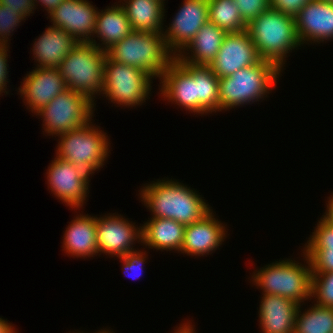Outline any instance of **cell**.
Returning a JSON list of instances; mask_svg holds the SVG:
<instances>
[{
  "label": "cell",
  "instance_id": "obj_1",
  "mask_svg": "<svg viewBox=\"0 0 333 333\" xmlns=\"http://www.w3.org/2000/svg\"><path fill=\"white\" fill-rule=\"evenodd\" d=\"M151 218L172 219L183 225L200 221L212 209L197 191L177 180H156L139 190Z\"/></svg>",
  "mask_w": 333,
  "mask_h": 333
},
{
  "label": "cell",
  "instance_id": "obj_2",
  "mask_svg": "<svg viewBox=\"0 0 333 333\" xmlns=\"http://www.w3.org/2000/svg\"><path fill=\"white\" fill-rule=\"evenodd\" d=\"M261 60L283 69L287 54L301 47L296 20L279 10L269 8L247 24V29Z\"/></svg>",
  "mask_w": 333,
  "mask_h": 333
},
{
  "label": "cell",
  "instance_id": "obj_3",
  "mask_svg": "<svg viewBox=\"0 0 333 333\" xmlns=\"http://www.w3.org/2000/svg\"><path fill=\"white\" fill-rule=\"evenodd\" d=\"M281 72L283 70L281 71L274 63L260 60L255 65L220 78L219 111L264 100L272 88H275L274 85Z\"/></svg>",
  "mask_w": 333,
  "mask_h": 333
},
{
  "label": "cell",
  "instance_id": "obj_4",
  "mask_svg": "<svg viewBox=\"0 0 333 333\" xmlns=\"http://www.w3.org/2000/svg\"><path fill=\"white\" fill-rule=\"evenodd\" d=\"M117 62L139 68L160 79L175 56L169 51L163 33L132 31L106 51Z\"/></svg>",
  "mask_w": 333,
  "mask_h": 333
},
{
  "label": "cell",
  "instance_id": "obj_5",
  "mask_svg": "<svg viewBox=\"0 0 333 333\" xmlns=\"http://www.w3.org/2000/svg\"><path fill=\"white\" fill-rule=\"evenodd\" d=\"M303 255L308 266L294 259L272 262L253 272V285L260 287L262 294L282 296L299 305L311 300L312 270L309 258Z\"/></svg>",
  "mask_w": 333,
  "mask_h": 333
},
{
  "label": "cell",
  "instance_id": "obj_6",
  "mask_svg": "<svg viewBox=\"0 0 333 333\" xmlns=\"http://www.w3.org/2000/svg\"><path fill=\"white\" fill-rule=\"evenodd\" d=\"M106 55V51L92 43L78 42L58 67L66 88L79 92L94 102L95 95H101L103 90Z\"/></svg>",
  "mask_w": 333,
  "mask_h": 333
},
{
  "label": "cell",
  "instance_id": "obj_7",
  "mask_svg": "<svg viewBox=\"0 0 333 333\" xmlns=\"http://www.w3.org/2000/svg\"><path fill=\"white\" fill-rule=\"evenodd\" d=\"M91 123L90 121L79 129L60 134L56 148L58 158L74 164L89 176L103 168L110 152L107 133Z\"/></svg>",
  "mask_w": 333,
  "mask_h": 333
},
{
  "label": "cell",
  "instance_id": "obj_8",
  "mask_svg": "<svg viewBox=\"0 0 333 333\" xmlns=\"http://www.w3.org/2000/svg\"><path fill=\"white\" fill-rule=\"evenodd\" d=\"M153 78L143 70L111 60L104 61V85L102 97L119 106L142 105L151 93Z\"/></svg>",
  "mask_w": 333,
  "mask_h": 333
},
{
  "label": "cell",
  "instance_id": "obj_9",
  "mask_svg": "<svg viewBox=\"0 0 333 333\" xmlns=\"http://www.w3.org/2000/svg\"><path fill=\"white\" fill-rule=\"evenodd\" d=\"M94 105L85 95L67 88L35 114L43 119L47 135L59 136L92 121Z\"/></svg>",
  "mask_w": 333,
  "mask_h": 333
},
{
  "label": "cell",
  "instance_id": "obj_10",
  "mask_svg": "<svg viewBox=\"0 0 333 333\" xmlns=\"http://www.w3.org/2000/svg\"><path fill=\"white\" fill-rule=\"evenodd\" d=\"M47 183L51 192L65 205L76 210L82 208L89 194L90 176L74 164L57 156L47 170Z\"/></svg>",
  "mask_w": 333,
  "mask_h": 333
},
{
  "label": "cell",
  "instance_id": "obj_11",
  "mask_svg": "<svg viewBox=\"0 0 333 333\" xmlns=\"http://www.w3.org/2000/svg\"><path fill=\"white\" fill-rule=\"evenodd\" d=\"M96 236L98 254L111 257H122L135 251L132 245L142 241L141 226L136 228L135 223L115 213L96 217Z\"/></svg>",
  "mask_w": 333,
  "mask_h": 333
},
{
  "label": "cell",
  "instance_id": "obj_12",
  "mask_svg": "<svg viewBox=\"0 0 333 333\" xmlns=\"http://www.w3.org/2000/svg\"><path fill=\"white\" fill-rule=\"evenodd\" d=\"M182 4L167 30L162 32L167 48L175 57L209 21L208 0H184Z\"/></svg>",
  "mask_w": 333,
  "mask_h": 333
},
{
  "label": "cell",
  "instance_id": "obj_13",
  "mask_svg": "<svg viewBox=\"0 0 333 333\" xmlns=\"http://www.w3.org/2000/svg\"><path fill=\"white\" fill-rule=\"evenodd\" d=\"M97 12L88 0H64L48 17L53 27L63 29L79 43H96L93 33Z\"/></svg>",
  "mask_w": 333,
  "mask_h": 333
},
{
  "label": "cell",
  "instance_id": "obj_14",
  "mask_svg": "<svg viewBox=\"0 0 333 333\" xmlns=\"http://www.w3.org/2000/svg\"><path fill=\"white\" fill-rule=\"evenodd\" d=\"M260 60L248 32L243 30L226 33L215 60L209 67L217 77L224 78L237 70L255 65Z\"/></svg>",
  "mask_w": 333,
  "mask_h": 333
},
{
  "label": "cell",
  "instance_id": "obj_15",
  "mask_svg": "<svg viewBox=\"0 0 333 333\" xmlns=\"http://www.w3.org/2000/svg\"><path fill=\"white\" fill-rule=\"evenodd\" d=\"M26 75L18 92L32 113L38 112L67 89L58 68L35 67V70L33 69Z\"/></svg>",
  "mask_w": 333,
  "mask_h": 333
},
{
  "label": "cell",
  "instance_id": "obj_16",
  "mask_svg": "<svg viewBox=\"0 0 333 333\" xmlns=\"http://www.w3.org/2000/svg\"><path fill=\"white\" fill-rule=\"evenodd\" d=\"M295 20L301 45L333 40V3L311 0L303 6Z\"/></svg>",
  "mask_w": 333,
  "mask_h": 333
},
{
  "label": "cell",
  "instance_id": "obj_17",
  "mask_svg": "<svg viewBox=\"0 0 333 333\" xmlns=\"http://www.w3.org/2000/svg\"><path fill=\"white\" fill-rule=\"evenodd\" d=\"M211 210L200 221L185 226L181 253L188 256L211 254L227 237L225 224L221 223Z\"/></svg>",
  "mask_w": 333,
  "mask_h": 333
},
{
  "label": "cell",
  "instance_id": "obj_18",
  "mask_svg": "<svg viewBox=\"0 0 333 333\" xmlns=\"http://www.w3.org/2000/svg\"><path fill=\"white\" fill-rule=\"evenodd\" d=\"M160 81V92L165 99L196 114L195 77L176 58L168 65Z\"/></svg>",
  "mask_w": 333,
  "mask_h": 333
},
{
  "label": "cell",
  "instance_id": "obj_19",
  "mask_svg": "<svg viewBox=\"0 0 333 333\" xmlns=\"http://www.w3.org/2000/svg\"><path fill=\"white\" fill-rule=\"evenodd\" d=\"M259 322L262 333H294L299 304L278 295L262 294Z\"/></svg>",
  "mask_w": 333,
  "mask_h": 333
},
{
  "label": "cell",
  "instance_id": "obj_20",
  "mask_svg": "<svg viewBox=\"0 0 333 333\" xmlns=\"http://www.w3.org/2000/svg\"><path fill=\"white\" fill-rule=\"evenodd\" d=\"M33 44V57L39 68H58L65 56L77 45L70 34L49 26Z\"/></svg>",
  "mask_w": 333,
  "mask_h": 333
},
{
  "label": "cell",
  "instance_id": "obj_21",
  "mask_svg": "<svg viewBox=\"0 0 333 333\" xmlns=\"http://www.w3.org/2000/svg\"><path fill=\"white\" fill-rule=\"evenodd\" d=\"M225 35L224 30L208 21L175 58L191 65L210 66L215 60ZM185 51H188V53Z\"/></svg>",
  "mask_w": 333,
  "mask_h": 333
},
{
  "label": "cell",
  "instance_id": "obj_22",
  "mask_svg": "<svg viewBox=\"0 0 333 333\" xmlns=\"http://www.w3.org/2000/svg\"><path fill=\"white\" fill-rule=\"evenodd\" d=\"M66 228L62 248L72 257L97 256L96 216L78 215Z\"/></svg>",
  "mask_w": 333,
  "mask_h": 333
},
{
  "label": "cell",
  "instance_id": "obj_23",
  "mask_svg": "<svg viewBox=\"0 0 333 333\" xmlns=\"http://www.w3.org/2000/svg\"><path fill=\"white\" fill-rule=\"evenodd\" d=\"M185 225L167 218H151L141 226L142 245L156 250L180 252Z\"/></svg>",
  "mask_w": 333,
  "mask_h": 333
},
{
  "label": "cell",
  "instance_id": "obj_24",
  "mask_svg": "<svg viewBox=\"0 0 333 333\" xmlns=\"http://www.w3.org/2000/svg\"><path fill=\"white\" fill-rule=\"evenodd\" d=\"M116 5L97 12L93 36L100 38L102 43L92 44L103 51H107L133 31L124 8L120 4Z\"/></svg>",
  "mask_w": 333,
  "mask_h": 333
},
{
  "label": "cell",
  "instance_id": "obj_25",
  "mask_svg": "<svg viewBox=\"0 0 333 333\" xmlns=\"http://www.w3.org/2000/svg\"><path fill=\"white\" fill-rule=\"evenodd\" d=\"M120 0L134 31L150 33L163 32L165 1L162 0ZM122 2V4H121Z\"/></svg>",
  "mask_w": 333,
  "mask_h": 333
},
{
  "label": "cell",
  "instance_id": "obj_26",
  "mask_svg": "<svg viewBox=\"0 0 333 333\" xmlns=\"http://www.w3.org/2000/svg\"><path fill=\"white\" fill-rule=\"evenodd\" d=\"M194 77L196 82V114L219 111V77L209 66L191 65L179 61Z\"/></svg>",
  "mask_w": 333,
  "mask_h": 333
},
{
  "label": "cell",
  "instance_id": "obj_27",
  "mask_svg": "<svg viewBox=\"0 0 333 333\" xmlns=\"http://www.w3.org/2000/svg\"><path fill=\"white\" fill-rule=\"evenodd\" d=\"M333 308L314 303L301 313V305L296 313L294 333H332Z\"/></svg>",
  "mask_w": 333,
  "mask_h": 333
},
{
  "label": "cell",
  "instance_id": "obj_28",
  "mask_svg": "<svg viewBox=\"0 0 333 333\" xmlns=\"http://www.w3.org/2000/svg\"><path fill=\"white\" fill-rule=\"evenodd\" d=\"M234 0H208L209 21L226 33L247 29Z\"/></svg>",
  "mask_w": 333,
  "mask_h": 333
},
{
  "label": "cell",
  "instance_id": "obj_29",
  "mask_svg": "<svg viewBox=\"0 0 333 333\" xmlns=\"http://www.w3.org/2000/svg\"><path fill=\"white\" fill-rule=\"evenodd\" d=\"M311 297L315 304L333 308V272L312 273Z\"/></svg>",
  "mask_w": 333,
  "mask_h": 333
},
{
  "label": "cell",
  "instance_id": "obj_30",
  "mask_svg": "<svg viewBox=\"0 0 333 333\" xmlns=\"http://www.w3.org/2000/svg\"><path fill=\"white\" fill-rule=\"evenodd\" d=\"M312 234L304 249H333V225L323 217Z\"/></svg>",
  "mask_w": 333,
  "mask_h": 333
},
{
  "label": "cell",
  "instance_id": "obj_31",
  "mask_svg": "<svg viewBox=\"0 0 333 333\" xmlns=\"http://www.w3.org/2000/svg\"><path fill=\"white\" fill-rule=\"evenodd\" d=\"M25 18L9 6L0 4V44L8 45L9 36Z\"/></svg>",
  "mask_w": 333,
  "mask_h": 333
},
{
  "label": "cell",
  "instance_id": "obj_32",
  "mask_svg": "<svg viewBox=\"0 0 333 333\" xmlns=\"http://www.w3.org/2000/svg\"><path fill=\"white\" fill-rule=\"evenodd\" d=\"M309 258L312 273L333 272V249H303Z\"/></svg>",
  "mask_w": 333,
  "mask_h": 333
},
{
  "label": "cell",
  "instance_id": "obj_33",
  "mask_svg": "<svg viewBox=\"0 0 333 333\" xmlns=\"http://www.w3.org/2000/svg\"><path fill=\"white\" fill-rule=\"evenodd\" d=\"M146 253V251L142 252L140 250H135L128 252L125 256L118 257L122 262V269L125 272V275H130L134 280L142 275L141 273L143 272V266L147 257Z\"/></svg>",
  "mask_w": 333,
  "mask_h": 333
},
{
  "label": "cell",
  "instance_id": "obj_34",
  "mask_svg": "<svg viewBox=\"0 0 333 333\" xmlns=\"http://www.w3.org/2000/svg\"><path fill=\"white\" fill-rule=\"evenodd\" d=\"M234 2L239 6L240 15L246 24L270 8V0H234Z\"/></svg>",
  "mask_w": 333,
  "mask_h": 333
},
{
  "label": "cell",
  "instance_id": "obj_35",
  "mask_svg": "<svg viewBox=\"0 0 333 333\" xmlns=\"http://www.w3.org/2000/svg\"><path fill=\"white\" fill-rule=\"evenodd\" d=\"M309 1L311 0H270V7L295 18Z\"/></svg>",
  "mask_w": 333,
  "mask_h": 333
},
{
  "label": "cell",
  "instance_id": "obj_36",
  "mask_svg": "<svg viewBox=\"0 0 333 333\" xmlns=\"http://www.w3.org/2000/svg\"><path fill=\"white\" fill-rule=\"evenodd\" d=\"M1 5L9 6L15 12L20 13L25 19L36 9L33 0H0Z\"/></svg>",
  "mask_w": 333,
  "mask_h": 333
},
{
  "label": "cell",
  "instance_id": "obj_37",
  "mask_svg": "<svg viewBox=\"0 0 333 333\" xmlns=\"http://www.w3.org/2000/svg\"><path fill=\"white\" fill-rule=\"evenodd\" d=\"M9 45H3V44H0V95L4 92H6V94L9 92V91H6L7 89V81L8 79V72L7 71L8 69V64H7V57H8V48Z\"/></svg>",
  "mask_w": 333,
  "mask_h": 333
},
{
  "label": "cell",
  "instance_id": "obj_38",
  "mask_svg": "<svg viewBox=\"0 0 333 333\" xmlns=\"http://www.w3.org/2000/svg\"><path fill=\"white\" fill-rule=\"evenodd\" d=\"M64 0H33L35 6L37 3H41L40 5L45 7V10L48 14H50L55 8H57Z\"/></svg>",
  "mask_w": 333,
  "mask_h": 333
},
{
  "label": "cell",
  "instance_id": "obj_39",
  "mask_svg": "<svg viewBox=\"0 0 333 333\" xmlns=\"http://www.w3.org/2000/svg\"><path fill=\"white\" fill-rule=\"evenodd\" d=\"M328 203L326 204L327 205V209L325 211V213L322 215V217L327 220L329 223H331L333 225V193L331 195V197L329 196L328 197Z\"/></svg>",
  "mask_w": 333,
  "mask_h": 333
},
{
  "label": "cell",
  "instance_id": "obj_40",
  "mask_svg": "<svg viewBox=\"0 0 333 333\" xmlns=\"http://www.w3.org/2000/svg\"><path fill=\"white\" fill-rule=\"evenodd\" d=\"M16 330L12 323L0 317V333H17Z\"/></svg>",
  "mask_w": 333,
  "mask_h": 333
},
{
  "label": "cell",
  "instance_id": "obj_41",
  "mask_svg": "<svg viewBox=\"0 0 333 333\" xmlns=\"http://www.w3.org/2000/svg\"><path fill=\"white\" fill-rule=\"evenodd\" d=\"M177 329L174 330L175 332L173 333H196L194 330V325L192 326L190 322L188 321L187 323H182L179 325V327H176Z\"/></svg>",
  "mask_w": 333,
  "mask_h": 333
},
{
  "label": "cell",
  "instance_id": "obj_42",
  "mask_svg": "<svg viewBox=\"0 0 333 333\" xmlns=\"http://www.w3.org/2000/svg\"><path fill=\"white\" fill-rule=\"evenodd\" d=\"M96 332H97V333H112L111 330H108V329L106 330V328H105L104 330L101 329V330L96 331ZM96 332H95V333H96ZM73 333H74V332H73ZM76 333H81V332L79 331V332H76Z\"/></svg>",
  "mask_w": 333,
  "mask_h": 333
},
{
  "label": "cell",
  "instance_id": "obj_43",
  "mask_svg": "<svg viewBox=\"0 0 333 333\" xmlns=\"http://www.w3.org/2000/svg\"><path fill=\"white\" fill-rule=\"evenodd\" d=\"M322 1L333 3V0H322Z\"/></svg>",
  "mask_w": 333,
  "mask_h": 333
}]
</instances>
